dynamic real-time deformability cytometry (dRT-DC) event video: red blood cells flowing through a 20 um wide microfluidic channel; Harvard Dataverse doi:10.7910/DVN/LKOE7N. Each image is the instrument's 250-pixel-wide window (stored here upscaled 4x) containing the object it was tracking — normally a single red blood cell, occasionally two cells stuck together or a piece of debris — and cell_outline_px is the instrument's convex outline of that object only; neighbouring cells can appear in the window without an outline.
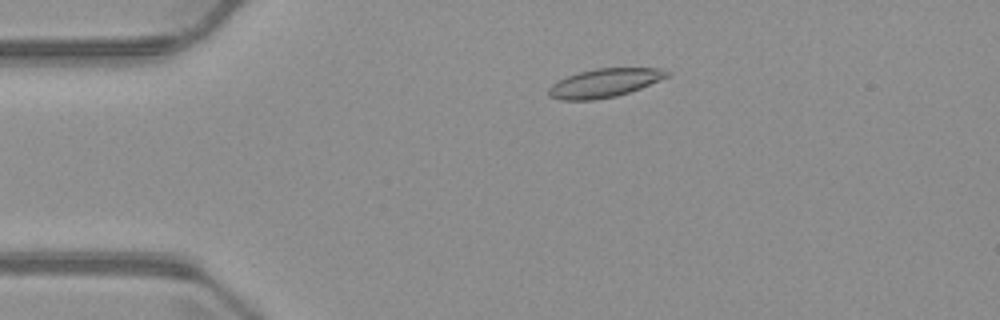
{"species": "common noctule bat (a hibernating species)", "species_latin": "Nyctalus noctula", "temperature_condition": "warm", "stored_images_in_passage": 2, "camera_frame_rate_fps": 3000, "um_per_image_px": 0.085, "animal": {"sex": "male", "body_mass_g": 23.1, "forearm_length_mm": 52.7}, "frame": {"image": 1, "passage_image": 1, "time_ms": 0.0, "image_size_px": [1000, 320], "cell_outline_px": [[672, 76], [640, 88], [616, 96], [592, 100], [560, 100], [548, 96], [548, 88], [556, 80], [580, 72], [596, 68], [660, 68], [672, 72]], "centroid_in_image_um": [51.4, 7.05], "position_along_channel_um": 33.6, "area_um2": 19.88}}